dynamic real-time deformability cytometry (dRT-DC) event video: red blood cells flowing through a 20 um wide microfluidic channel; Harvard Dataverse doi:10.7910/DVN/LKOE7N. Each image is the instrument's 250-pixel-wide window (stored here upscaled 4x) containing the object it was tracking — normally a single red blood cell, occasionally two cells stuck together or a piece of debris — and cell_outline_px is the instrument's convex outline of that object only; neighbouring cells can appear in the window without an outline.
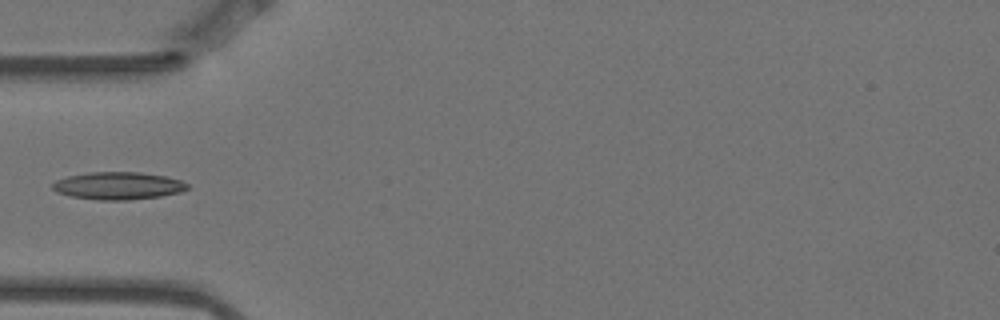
{"species": "Egyptian fruit bat (a non-hibernating species)", "species_latin": "Rousettus aegyptiacus", "temperature_condition": "warm", "stored_images_in_passage": 5, "camera_frame_rate_fps": 3000, "um_per_image_px": 0.085, "animal": {"sex": "female"}, "frame": {"image": 1, "passage_image": 4, "time_ms": 1.0, "image_size_px": [1000, 320], "cell_outline_px": [[188, 188], [180, 192], [160, 196], [128, 200], [96, 200], [72, 196], [56, 192], [52, 188], [52, 184], [56, 180], [68, 176], [88, 172], [140, 172], [164, 176], [180, 180], [188, 184]], "centroid_in_image_um": [10.02, 15.79], "position_along_channel_um": 75.0, "area_um2": 21.56}}
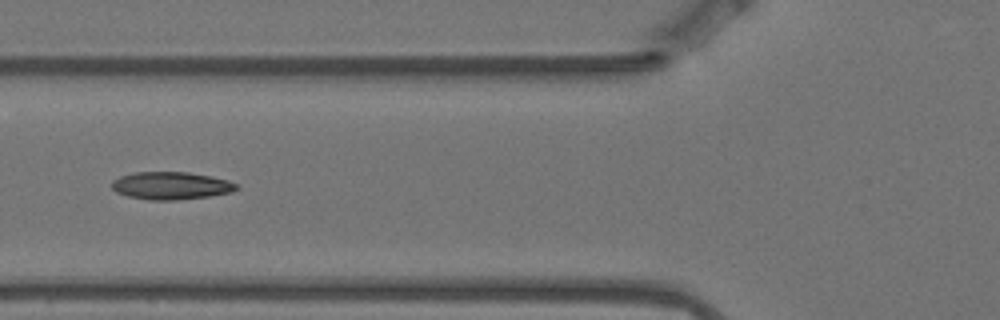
{"frame": {"image": 2, "passage_image": 5, "time_ms": 1.333, "image_size_px": [1000, 320], "cell_outline_px": [[240, 188], [232, 192], [208, 196], [176, 200], [148, 200], [128, 196], [116, 192], [112, 188], [112, 180], [120, 176], [136, 172], [188, 172], [212, 176], [228, 180], [240, 184]], "centroid_in_image_um": [14.57, 15.78], "position_along_channel_um": 111.2, "area_um2": 20.23}}